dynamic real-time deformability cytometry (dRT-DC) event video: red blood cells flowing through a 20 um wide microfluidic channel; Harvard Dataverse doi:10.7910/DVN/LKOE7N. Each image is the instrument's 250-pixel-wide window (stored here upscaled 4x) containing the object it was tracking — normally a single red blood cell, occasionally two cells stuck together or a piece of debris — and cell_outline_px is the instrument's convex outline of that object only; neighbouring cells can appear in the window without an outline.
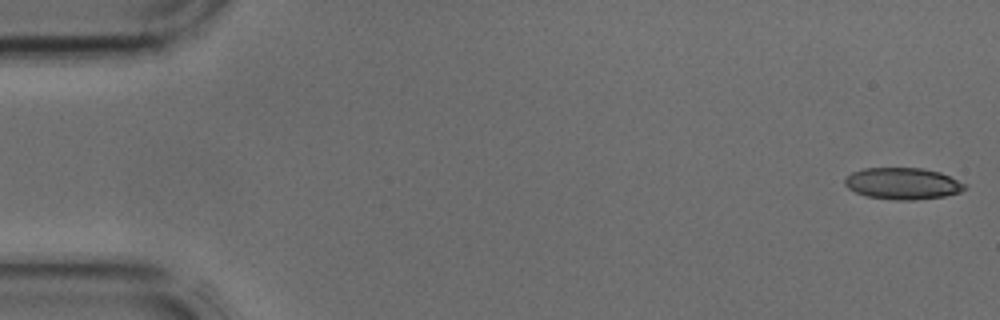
{"species": "common noctule bat (a hibernating species)", "species_latin": "Nyctalus noctula", "temperature_condition": "cold", "stored_images_in_passage": 5, "camera_frame_rate_fps": 3000, "um_per_image_px": 0.085, "animal": {"sex": "male", "body_mass_g": 17.9, "forearm_length_mm": 54.2}, "frame": {"image": 1, "passage_image": 1, "time_ms": 0.0, "image_size_px": [1000, 320], "cell_outline_px": [[968, 188], [960, 192], [944, 196], [912, 200], [896, 200], [868, 196], [856, 192], [848, 188], [844, 184], [844, 180], [852, 172], [864, 168], [924, 168], [940, 172], [968, 184]], "centroid_in_image_um": [76.77, 15.59], "position_along_channel_um": 8.2, "area_um2": 22.14}}